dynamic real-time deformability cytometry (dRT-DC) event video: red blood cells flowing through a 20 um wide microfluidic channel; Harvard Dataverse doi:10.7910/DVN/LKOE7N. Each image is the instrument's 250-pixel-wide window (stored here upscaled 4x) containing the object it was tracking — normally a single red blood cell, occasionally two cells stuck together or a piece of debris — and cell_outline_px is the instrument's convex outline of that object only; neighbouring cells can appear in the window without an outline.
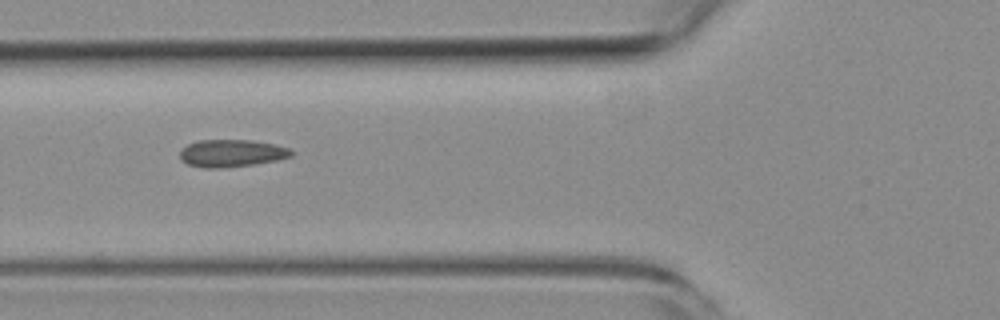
{"species": "common noctule bat (a hibernating species)", "species_latin": "Nyctalus noctula", "temperature_condition": "room temperature", "stored_images_in_passage": 7, "camera_frame_rate_fps": 3000, "um_per_image_px": 0.085, "animal": {"sex": "female", "body_mass_g": 19.3, "forearm_length_mm": 54.1}, "frame": {"image": 1, "passage_image": 3, "time_ms": 3.0, "image_size_px": [1000, 320], "cell_outline_px": [[296, 152], [292, 156], [276, 160], [252, 164], [220, 168], [204, 168], [188, 164], [180, 160], [180, 152], [188, 144], [200, 140], [252, 140], [276, 144], [288, 148]], "centroid_in_image_um": [19.71, 13.02], "position_along_channel_um": 106.1, "area_um2": 17.74}}
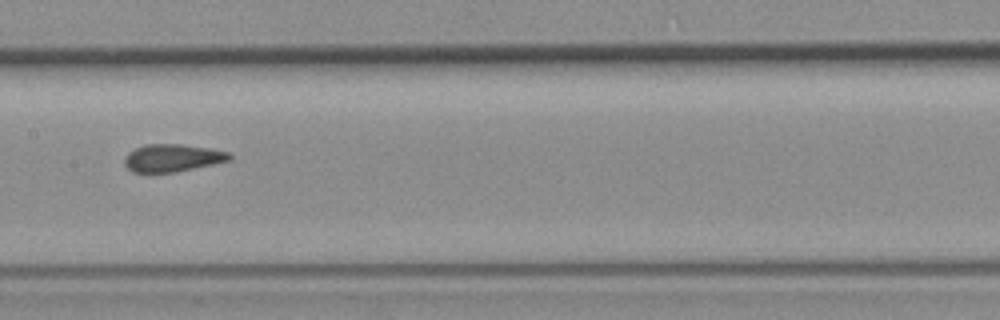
{"frame": {"image": 2, "passage_image": 5, "time_ms": 5.333, "image_size_px": [1000, 320], "cell_outline_px": [[232, 160], [176, 172], [148, 176], [132, 172], [124, 164], [124, 156], [128, 152], [144, 144], [180, 144], [212, 148], [228, 152], [232, 156]], "centroid_in_image_um": [14.6, 13.46], "position_along_channel_um": 192.8, "area_um2": 17.63}}
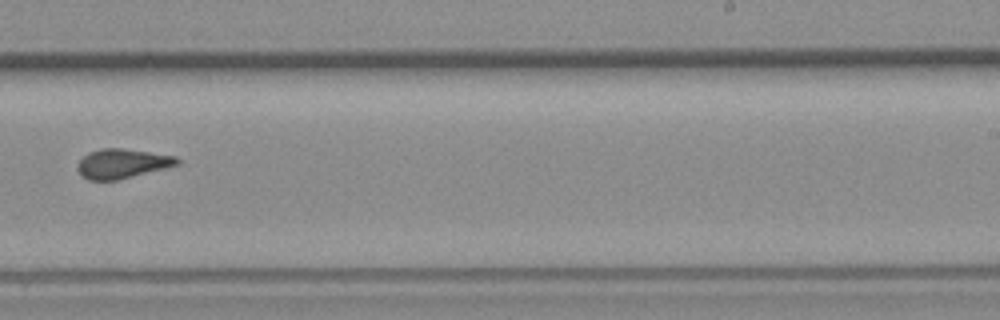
{"frame": {"image": 3, "passage_image": 7, "time_ms": 7.667, "image_size_px": [1000, 320], "cell_outline_px": [[180, 164], [116, 180], [88, 180], [76, 168], [76, 164], [88, 152], [100, 148], [120, 148], [176, 156], [180, 160]], "centroid_in_image_um": [10.36, 13.89], "position_along_channel_um": 278.6, "area_um2": 16.88}}